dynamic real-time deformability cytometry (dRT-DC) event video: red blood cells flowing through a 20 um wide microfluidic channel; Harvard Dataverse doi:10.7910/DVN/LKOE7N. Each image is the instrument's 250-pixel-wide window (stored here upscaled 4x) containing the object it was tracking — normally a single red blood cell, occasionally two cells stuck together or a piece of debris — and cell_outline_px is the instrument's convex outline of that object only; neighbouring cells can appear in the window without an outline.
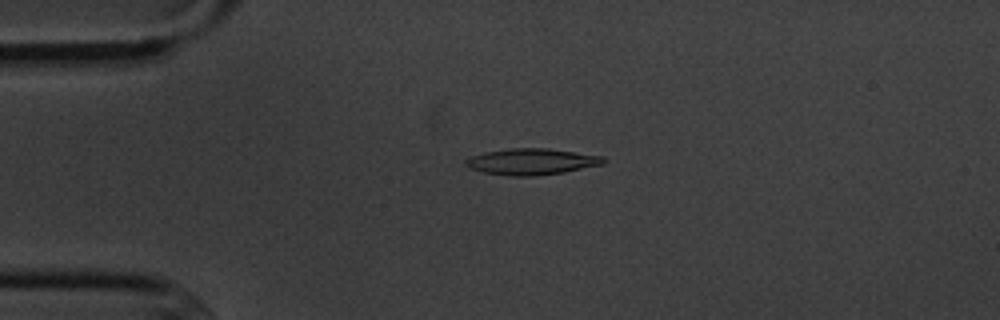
{"species": "common noctule bat (a hibernating species)", "species_latin": "Nyctalus noctula", "temperature_condition": "cold", "stored_images_in_passage": 5, "camera_frame_rate_fps": 3000, "um_per_image_px": 0.085, "animal": {"sex": "male", "body_mass_g": 20.1, "forearm_length_mm": 53.5}, "frame": {"image": 1, "passage_image": 4, "time_ms": 3.333, "image_size_px": [1000, 320], "cell_outline_px": [[608, 160], [604, 164], [564, 172], [536, 176], [512, 176], [484, 172], [472, 168], [464, 164], [464, 160], [472, 156], [484, 152], [508, 148], [548, 148], [604, 156]], "centroid_in_image_um": [45.23, 13.73], "position_along_channel_um": 39.8, "area_um2": 21.15}}